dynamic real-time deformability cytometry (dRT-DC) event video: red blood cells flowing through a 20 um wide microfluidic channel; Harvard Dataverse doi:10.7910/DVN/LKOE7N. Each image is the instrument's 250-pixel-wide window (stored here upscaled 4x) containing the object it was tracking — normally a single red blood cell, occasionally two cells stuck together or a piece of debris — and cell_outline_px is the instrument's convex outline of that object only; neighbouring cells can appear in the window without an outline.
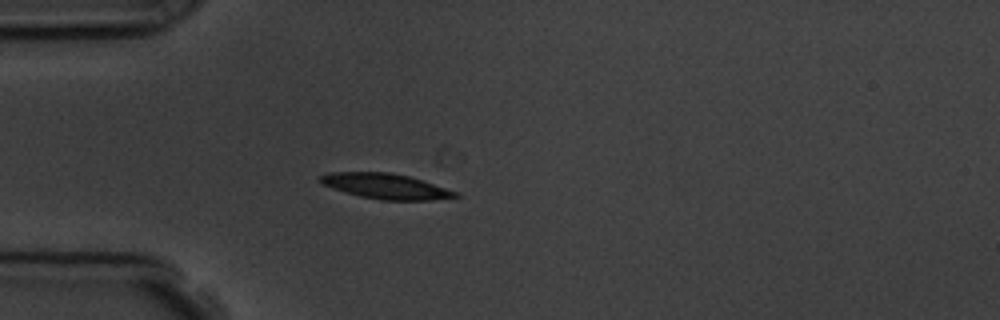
{"species": "common noctule bat (a hibernating species)", "species_latin": "Nyctalus noctula", "temperature_condition": "room temperature", "stored_images_in_passage": 4, "camera_frame_rate_fps": 3000, "um_per_image_px": 0.085, "animal": {"sex": "male", "body_mass_g": 19.5, "forearm_length_mm": 54.6}, "frame": {"image": 1, "passage_image": 4, "time_ms": 4.333, "image_size_px": [1000, 320], "cell_outline_px": [[460, 196], [432, 200], [380, 200], [360, 196], [332, 188], [316, 180], [320, 176], [332, 172], [392, 172], [408, 176], [460, 192]], "centroid_in_image_um": [32.8, 15.83], "position_along_channel_um": 52.2, "area_um2": 19.88}}